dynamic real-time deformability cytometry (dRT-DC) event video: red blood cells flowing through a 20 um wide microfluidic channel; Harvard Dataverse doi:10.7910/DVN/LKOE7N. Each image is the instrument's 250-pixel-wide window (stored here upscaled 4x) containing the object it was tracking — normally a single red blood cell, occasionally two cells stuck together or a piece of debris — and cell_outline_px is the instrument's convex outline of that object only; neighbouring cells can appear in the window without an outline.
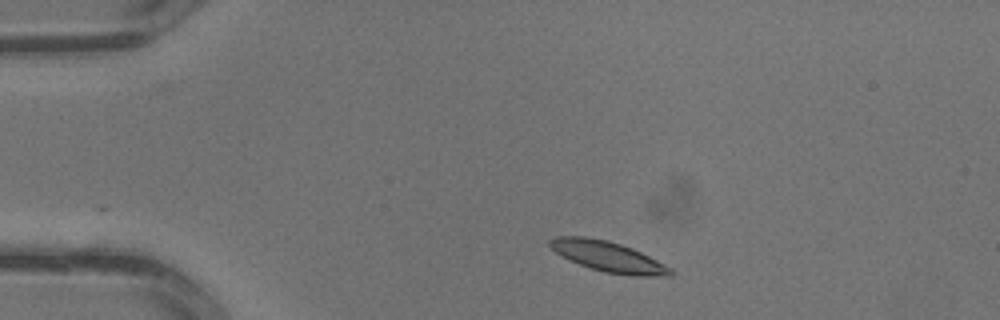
{"species": "common noctule bat (a hibernating species)", "species_latin": "Nyctalus noctula", "temperature_condition": "warm", "stored_images_in_passage": 2, "camera_frame_rate_fps": 3000, "um_per_image_px": 0.085, "animal": {"sex": "male", "body_mass_g": 13.3}, "frame": {"image": 1, "passage_image": 1, "time_ms": 0.0, "image_size_px": [1000, 320], "cell_outline_px": [[672, 276], [632, 276], [604, 272], [580, 264], [556, 252], [548, 244], [548, 240], [552, 236], [584, 236], [608, 240], [632, 248], [672, 268]], "centroid_in_image_um": [51.69, 21.8], "position_along_channel_um": 33.3, "area_um2": 21.15}}